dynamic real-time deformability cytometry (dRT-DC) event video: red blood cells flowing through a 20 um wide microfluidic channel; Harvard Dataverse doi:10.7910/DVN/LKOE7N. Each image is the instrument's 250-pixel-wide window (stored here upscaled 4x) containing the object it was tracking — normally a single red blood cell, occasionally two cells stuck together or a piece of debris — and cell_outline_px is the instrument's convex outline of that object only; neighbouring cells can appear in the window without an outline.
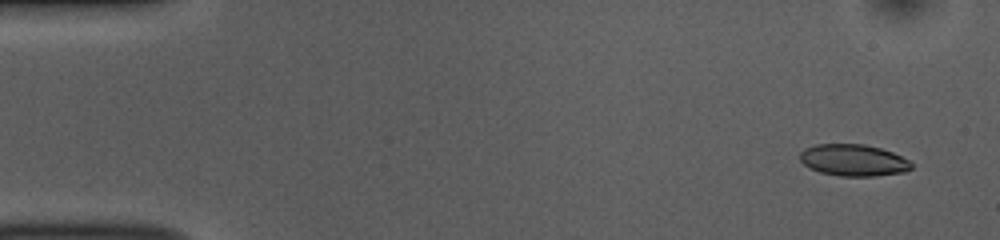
{"species": "common noctule bat (a hibernating species)", "species_latin": "Nyctalus noctula", "temperature_condition": "room temperature", "stored_images_in_passage": 53, "camera_frame_rate_fps": 3000, "um_per_image_px": 0.085, "animal": {"sex": "female", "body_mass_g": 10.0, "forearm_length_mm": 53.1}, "frame": {"image": 1, "passage_image": 3, "time_ms": 0.667, "image_size_px": [1000, 240], "cell_outline_px": [[912, 168], [904, 172], [876, 176], [840, 176], [820, 172], [808, 168], [800, 160], [800, 152], [804, 148], [816, 144], [864, 144], [880, 148], [892, 152], [908, 160], [912, 164]], "centroid_in_image_um": [72.51, 13.62], "position_along_channel_um": 12.5, "area_um2": 20.63}}
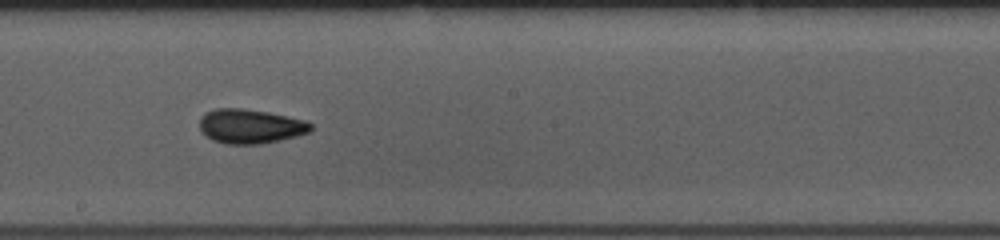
{"frame": {"image": 2, "passage_image": 29, "time_ms": 9.333, "image_size_px": [1000, 240], "cell_outline_px": [[312, 128], [308, 132], [296, 136], [260, 144], [224, 144], [212, 140], [200, 128], [200, 116], [204, 112], [216, 108], [244, 108], [268, 112], [304, 120], [312, 124]], "centroid_in_image_um": [21.24, 10.72], "position_along_channel_um": 227.0, "area_um2": 22.2}}
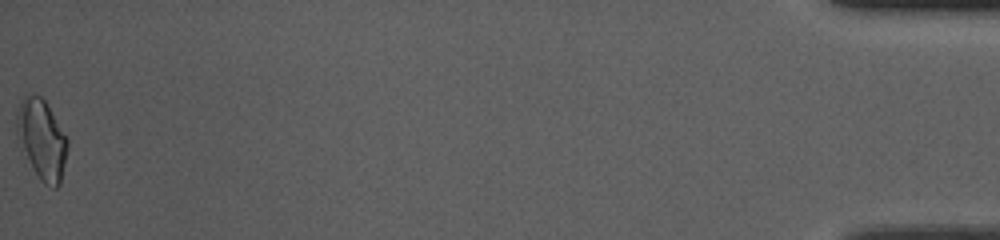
{"frame": {"image": 3, "passage_image": 53, "time_ms": 17.333, "image_size_px": [1000, 240], "cell_outline_px": [[68, 148], [60, 184], [56, 188], [52, 188], [44, 184], [40, 180], [16, 132], [16, 112], [20, 100], [24, 96], [32, 92], [40, 96], [44, 100], [68, 140]], "centroid_in_image_um": [3.56, 11.81], "position_along_channel_um": 431.6, "area_um2": 23.06}, "authors_computed_cell_mechanics": {"area_um2": 20.9814, "velocity_mm_per_s": 3.7755, "shape_relaxation_time_tau1_ms": 5.7604, "shape_relaxation_time_tau2_ms": 4.14, "deformation_change_tau1": 0.1214, "deformation_change_tau2": 0.0975}}